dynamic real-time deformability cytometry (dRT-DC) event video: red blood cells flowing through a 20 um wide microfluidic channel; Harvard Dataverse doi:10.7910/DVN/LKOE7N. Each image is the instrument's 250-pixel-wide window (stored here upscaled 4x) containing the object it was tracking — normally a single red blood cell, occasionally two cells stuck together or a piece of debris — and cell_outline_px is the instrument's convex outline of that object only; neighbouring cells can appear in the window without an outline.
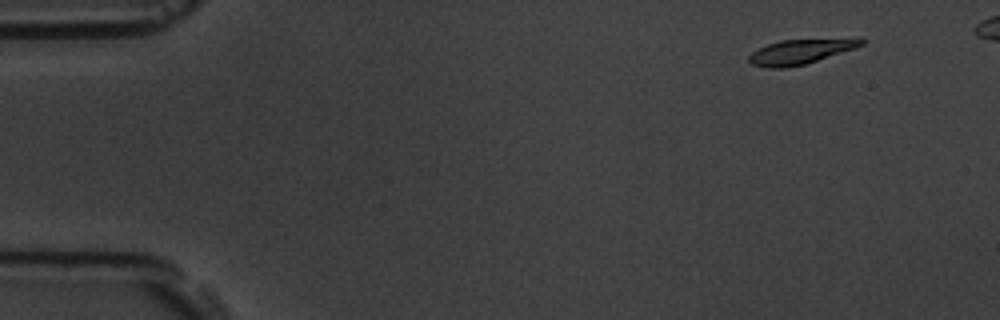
{"species": "common noctule bat (a hibernating species)", "species_latin": "Nyctalus noctula", "temperature_condition": "room temperature", "stored_images_in_passage": 9, "camera_frame_rate_fps": 3000, "um_per_image_px": 0.085, "animal": {"sex": "male", "body_mass_g": 19.5, "forearm_length_mm": 54.6}, "frame": {"image": 1, "passage_image": 1, "time_ms": 0.0, "image_size_px": [1000, 320], "cell_outline_px": [[868, 40], [864, 44], [856, 48], [804, 64], [784, 68], [768, 68], [752, 64], [748, 60], [748, 56], [752, 52], [768, 44], [780, 40], [860, 36]], "centroid_in_image_um": [68.18, 4.33], "position_along_channel_um": 16.8, "area_um2": 16.82}}
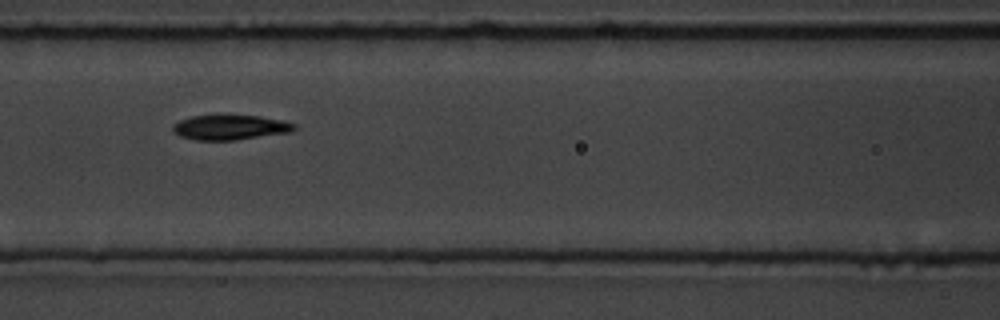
{"frame": {"image": 2, "passage_image": 7, "time_ms": 6.667, "image_size_px": [1000, 320], "cell_outline_px": [[296, 128], [292, 132], [236, 140], [196, 140], [180, 136], [172, 132], [172, 124], [180, 120], [192, 116], [216, 112], [228, 112], [260, 116], [280, 120], [296, 124]], "centroid_in_image_um": [19.52, 10.77], "position_along_channel_um": 147.1, "area_um2": 18.67}}
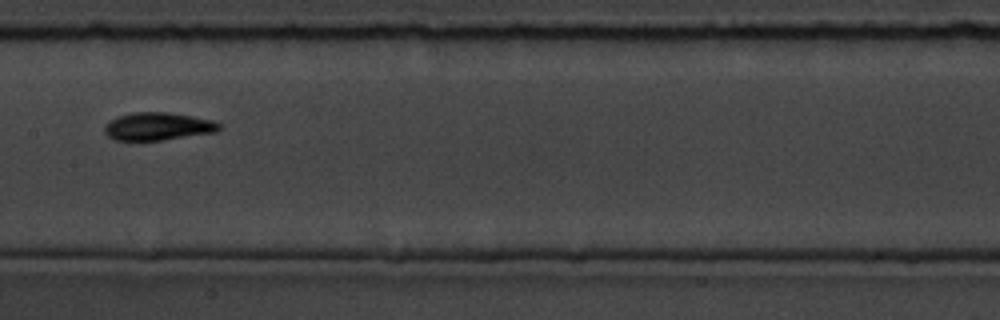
{"frame": {"image": 3, "passage_image": 8, "time_ms": 8.0, "image_size_px": [1000, 320], "cell_outline_px": [[220, 128], [216, 132], [160, 140], [112, 140], [104, 132], [104, 124], [116, 116], [132, 112], [168, 112], [192, 116], [212, 120], [220, 124]], "centroid_in_image_um": [13.36, 10.73], "position_along_channel_um": 194.0, "area_um2": 18.61}}